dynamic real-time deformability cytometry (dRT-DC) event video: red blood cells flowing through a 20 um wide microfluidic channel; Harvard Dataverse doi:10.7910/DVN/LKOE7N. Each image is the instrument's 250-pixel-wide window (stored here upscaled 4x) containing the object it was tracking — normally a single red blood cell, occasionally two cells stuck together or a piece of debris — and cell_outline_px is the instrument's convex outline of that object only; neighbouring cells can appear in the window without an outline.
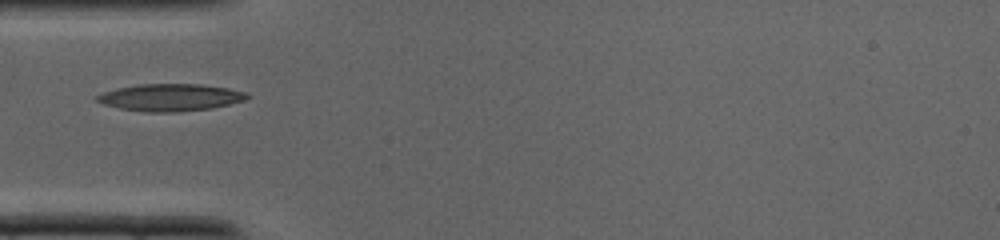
{"species": "common noctule bat (a hibernating species)", "species_latin": "Nyctalus noctula", "temperature_condition": "cold", "stored_images_in_passage": 25, "camera_frame_rate_fps": 3000, "um_per_image_px": 0.085, "animal": {"sex": "male", "body_mass_g": 19.0, "forearm_length_mm": 50.8}, "frame": {"image": 1, "passage_image": 1, "time_ms": 0.0, "image_size_px": [1000, 240], "cell_outline_px": [[248, 96], [244, 100], [212, 108], [176, 112], [148, 112], [120, 108], [104, 104], [96, 100], [96, 96], [104, 92], [116, 88], [140, 84], [200, 84], [228, 88], [248, 92]], "centroid_in_image_um": [14.48, 8.27], "position_along_channel_um": 70.5, "area_um2": 23.58}}
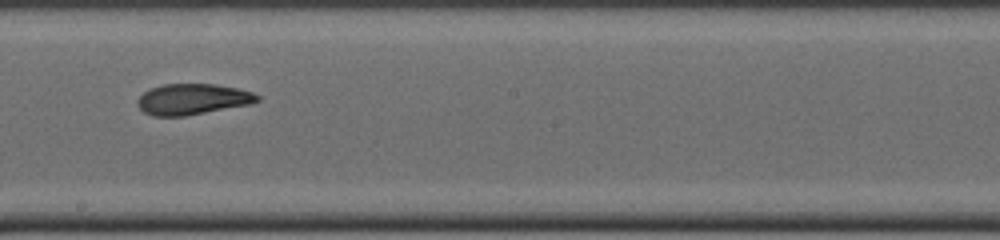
{"frame": {"image": 2, "passage_image": 10, "time_ms": 3.0, "image_size_px": [1000, 240], "cell_outline_px": [[260, 100], [248, 104], [184, 116], [152, 116], [144, 112], [140, 108], [136, 100], [144, 92], [152, 88], [164, 84], [216, 84], [236, 88], [252, 92], [260, 96]], "centroid_in_image_um": [16.35, 8.43], "position_along_channel_um": 231.9, "area_um2": 21.27}}
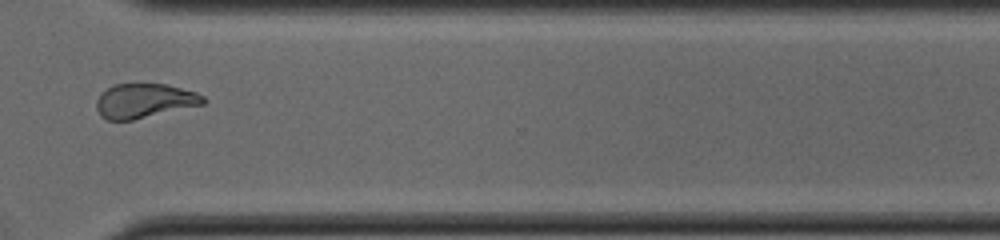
{"frame": {"image": 3, "passage_image": 17, "time_ms": 5.333, "image_size_px": [1000, 240], "cell_outline_px": [[208, 100], [204, 104], [132, 120], [108, 120], [100, 116], [96, 108], [96, 100], [108, 88], [116, 84], [136, 80], [168, 84], [196, 92], [204, 96]], "centroid_in_image_um": [12.29, 8.52], "position_along_channel_um": 358.3, "area_um2": 22.08}}